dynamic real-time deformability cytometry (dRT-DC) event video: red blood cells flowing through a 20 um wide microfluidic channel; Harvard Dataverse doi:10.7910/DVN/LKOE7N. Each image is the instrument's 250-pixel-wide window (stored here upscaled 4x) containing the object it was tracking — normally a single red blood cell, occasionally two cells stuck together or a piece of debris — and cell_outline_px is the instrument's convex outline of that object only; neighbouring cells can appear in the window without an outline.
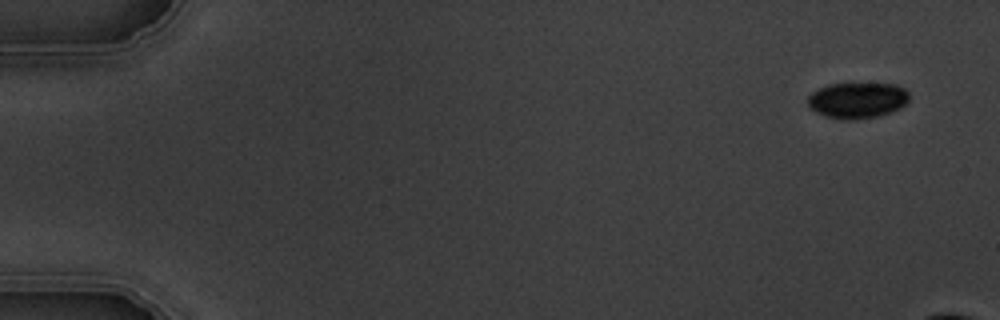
{"species": "common noctule bat (a hibernating species)", "species_latin": "Nyctalus noctula", "temperature_condition": "warm", "stored_images_in_passage": 4, "camera_frame_rate_fps": 3000, "um_per_image_px": 0.085, "animal": {"sex": "male", "body_mass_g": 19.5, "forearm_length_mm": 54.6}, "frame": {"image": 1, "passage_image": 1, "time_ms": 0.0, "image_size_px": [1000, 320], "cell_outline_px": [[908, 100], [900, 108], [876, 116], [856, 120], [828, 116], [816, 112], [808, 104], [808, 96], [812, 92], [828, 84], [896, 84], [904, 88], [908, 92]], "centroid_in_image_um": [72.88, 8.51], "position_along_channel_um": 12.1, "area_um2": 20.75}}